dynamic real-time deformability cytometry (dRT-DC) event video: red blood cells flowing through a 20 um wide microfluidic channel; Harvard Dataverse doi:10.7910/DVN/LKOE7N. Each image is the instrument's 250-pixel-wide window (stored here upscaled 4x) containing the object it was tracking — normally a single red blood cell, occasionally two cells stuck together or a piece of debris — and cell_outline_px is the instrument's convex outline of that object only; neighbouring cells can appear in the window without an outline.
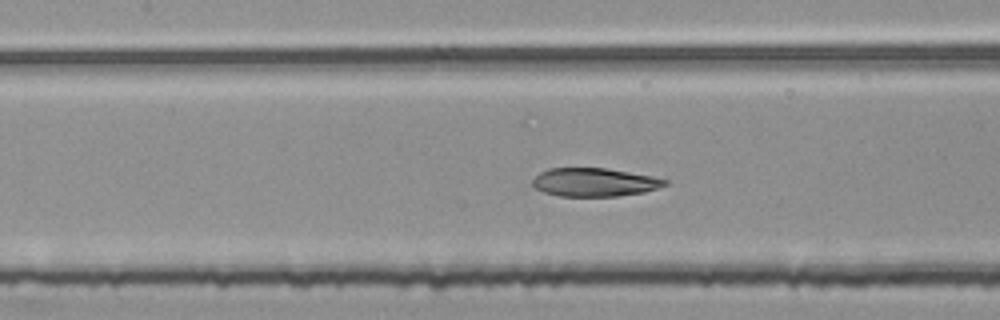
{"species": "common noctule bat (a hibernating species)", "species_latin": "Nyctalus noctula", "temperature_condition": "room temperature", "stored_images_in_passage": 52, "camera_frame_rate_fps": 3000, "um_per_image_px": 0.085, "animal": {"sex": "female", "body_mass_g": 25.1}, "frame": {"image": 1, "passage_image": 24, "time_ms": 7.667, "image_size_px": [1000, 320], "cell_outline_px": [[668, 184], [644, 192], [616, 196], [560, 196], [544, 192], [536, 188], [532, 184], [532, 180], [540, 172], [548, 168], [604, 168], [652, 176], [668, 180]], "centroid_in_image_um": [50.51, 15.49], "position_along_channel_um": 156.9, "area_um2": 21.73}}
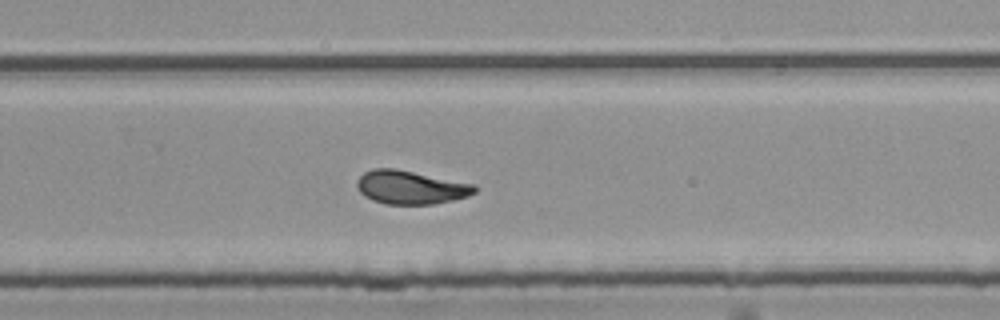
{"frame": {"image": 2, "passage_image": 35, "time_ms": 11.333, "image_size_px": [1000, 320], "cell_outline_px": [[476, 192], [468, 196], [452, 200], [432, 204], [384, 204], [372, 200], [364, 196], [360, 192], [356, 184], [356, 180], [364, 172], [372, 168], [396, 168], [472, 184], [476, 188]], "centroid_in_image_um": [34.84, 15.92], "position_along_channel_um": 295.0, "area_um2": 22.89}}
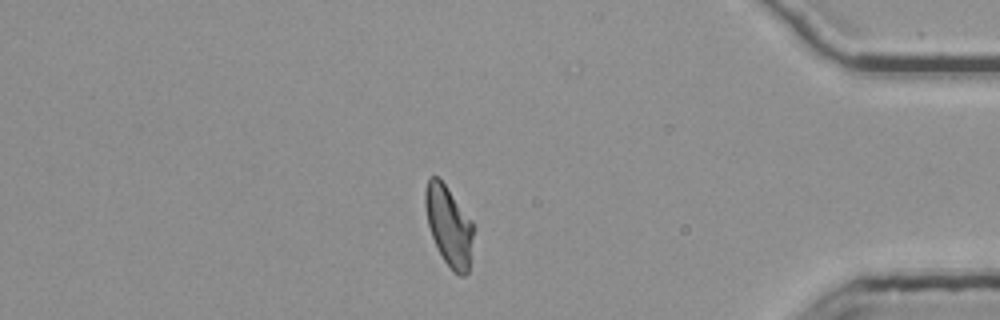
{"frame": {"image": 3, "passage_image": 46, "time_ms": 15.0, "image_size_px": [1000, 320], "cell_outline_px": [[476, 228], [468, 272], [464, 276], [460, 276], [452, 272], [444, 260], [432, 236], [428, 224], [424, 204], [424, 188], [428, 176], [436, 176], [444, 184], [472, 220]], "centroid_in_image_um": [38.18, 19.21], "position_along_channel_um": 397.0, "area_um2": 22.72}, "authors_computed_cell_mechanics": {"area_um2": 22.9466, "velocity_mm_per_s": 3.7923, "shape_relaxation_time_tau1_ms": null, "shape_relaxation_time_tau2_ms": 2.0641, "deformation_change_tau1": null, "deformation_change_tau2": 0.0807}}